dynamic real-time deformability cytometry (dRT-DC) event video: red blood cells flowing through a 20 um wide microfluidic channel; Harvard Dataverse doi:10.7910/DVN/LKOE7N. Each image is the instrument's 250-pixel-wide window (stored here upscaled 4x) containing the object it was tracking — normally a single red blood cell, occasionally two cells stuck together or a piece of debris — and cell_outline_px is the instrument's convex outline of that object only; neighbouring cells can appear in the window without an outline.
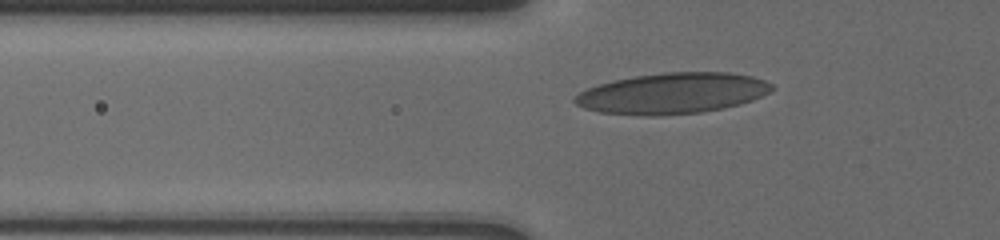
{"species": "human", "species_latin": "Homo sapiens", "temperature_condition": "cold", "stored_images_in_passage": 29, "camera_frame_rate_fps": 3000, "um_per_image_px": 0.085, "donor": {"sex": "male"}, "frame": {"image": 1, "passage_image": 2, "time_ms": 0.333, "image_size_px": [1000, 240], "cell_outline_px": [[776, 88], [752, 100], [740, 104], [724, 108], [700, 112], [656, 116], [644, 116], [600, 112], [584, 108], [576, 104], [572, 100], [580, 92], [588, 88], [612, 80], [636, 76], [664, 72], [732, 72], [752, 76], [764, 80], [772, 84]], "centroid_in_image_um": [57.17, 7.93], "position_along_channel_um": 68.6, "area_um2": 46.93}}
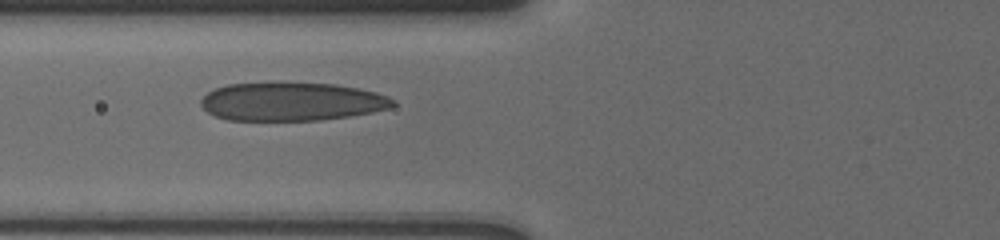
{"frame": {"image": 2, "passage_image": 12, "time_ms": 1.333, "image_size_px": [1000, 240], "cell_outline_px": [[396, 104], [388, 108], [372, 112], [352, 116], [320, 120], [228, 120], [216, 116], [208, 112], [200, 104], [200, 100], [208, 92], [216, 88], [228, 84], [280, 80], [336, 84], [376, 92], [388, 96], [396, 100]], "centroid_in_image_um": [24.79, 8.6], "position_along_channel_um": 101.0, "area_um2": 43.99}}
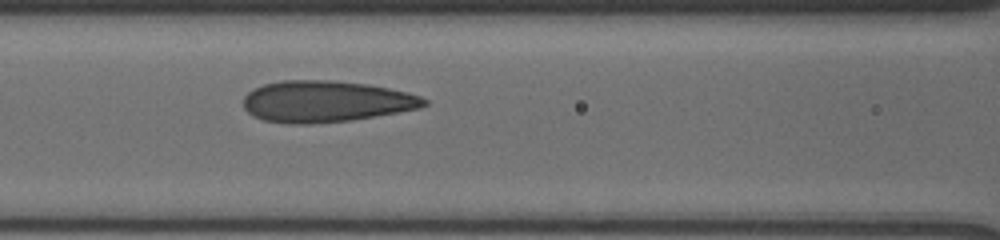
{"frame": {"image": 3, "passage_image": 21, "time_ms": 2.333, "image_size_px": [1000, 240], "cell_outline_px": [[428, 104], [420, 108], [348, 120], [308, 124], [288, 124], [264, 120], [248, 112], [244, 108], [244, 96], [248, 92], [264, 84], [280, 80], [332, 80], [368, 84], [408, 92], [420, 96], [428, 100]], "centroid_in_image_um": [27.69, 8.61], "position_along_channel_um": 138.9, "area_um2": 43.35}}